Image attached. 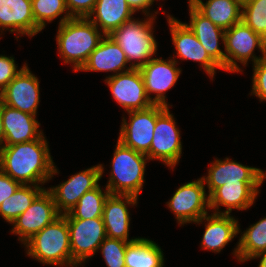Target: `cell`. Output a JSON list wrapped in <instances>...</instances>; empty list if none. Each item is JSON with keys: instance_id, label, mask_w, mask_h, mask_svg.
Returning a JSON list of instances; mask_svg holds the SVG:
<instances>
[{"instance_id": "cell-5", "label": "cell", "mask_w": 266, "mask_h": 267, "mask_svg": "<svg viewBox=\"0 0 266 267\" xmlns=\"http://www.w3.org/2000/svg\"><path fill=\"white\" fill-rule=\"evenodd\" d=\"M155 18L149 15L143 21L132 19L109 35L125 53L129 67L140 69L156 54L158 46L152 31Z\"/></svg>"}, {"instance_id": "cell-35", "label": "cell", "mask_w": 266, "mask_h": 267, "mask_svg": "<svg viewBox=\"0 0 266 267\" xmlns=\"http://www.w3.org/2000/svg\"><path fill=\"white\" fill-rule=\"evenodd\" d=\"M14 57L0 55V92L14 79V77L27 65L17 69Z\"/></svg>"}, {"instance_id": "cell-20", "label": "cell", "mask_w": 266, "mask_h": 267, "mask_svg": "<svg viewBox=\"0 0 266 267\" xmlns=\"http://www.w3.org/2000/svg\"><path fill=\"white\" fill-rule=\"evenodd\" d=\"M4 129L3 146L24 143L38 139L42 134L36 116L21 112L1 102Z\"/></svg>"}, {"instance_id": "cell-2", "label": "cell", "mask_w": 266, "mask_h": 267, "mask_svg": "<svg viewBox=\"0 0 266 267\" xmlns=\"http://www.w3.org/2000/svg\"><path fill=\"white\" fill-rule=\"evenodd\" d=\"M58 28L56 42L60 57L66 64H73L74 72H79L105 35L84 17H72Z\"/></svg>"}, {"instance_id": "cell-36", "label": "cell", "mask_w": 266, "mask_h": 267, "mask_svg": "<svg viewBox=\"0 0 266 267\" xmlns=\"http://www.w3.org/2000/svg\"><path fill=\"white\" fill-rule=\"evenodd\" d=\"M97 0H65L71 17L87 18L92 12Z\"/></svg>"}, {"instance_id": "cell-15", "label": "cell", "mask_w": 266, "mask_h": 267, "mask_svg": "<svg viewBox=\"0 0 266 267\" xmlns=\"http://www.w3.org/2000/svg\"><path fill=\"white\" fill-rule=\"evenodd\" d=\"M38 78L26 65L0 92V101L12 108L36 116L40 99Z\"/></svg>"}, {"instance_id": "cell-40", "label": "cell", "mask_w": 266, "mask_h": 267, "mask_svg": "<svg viewBox=\"0 0 266 267\" xmlns=\"http://www.w3.org/2000/svg\"><path fill=\"white\" fill-rule=\"evenodd\" d=\"M3 140H4V129L2 122L1 101H0V148L3 146Z\"/></svg>"}, {"instance_id": "cell-30", "label": "cell", "mask_w": 266, "mask_h": 267, "mask_svg": "<svg viewBox=\"0 0 266 267\" xmlns=\"http://www.w3.org/2000/svg\"><path fill=\"white\" fill-rule=\"evenodd\" d=\"M110 195L108 189L102 191L101 186L86 192L78 203L63 214L66 219H93L102 217L105 200Z\"/></svg>"}, {"instance_id": "cell-37", "label": "cell", "mask_w": 266, "mask_h": 267, "mask_svg": "<svg viewBox=\"0 0 266 267\" xmlns=\"http://www.w3.org/2000/svg\"><path fill=\"white\" fill-rule=\"evenodd\" d=\"M21 184L0 169V205L1 203L11 197Z\"/></svg>"}, {"instance_id": "cell-18", "label": "cell", "mask_w": 266, "mask_h": 267, "mask_svg": "<svg viewBox=\"0 0 266 267\" xmlns=\"http://www.w3.org/2000/svg\"><path fill=\"white\" fill-rule=\"evenodd\" d=\"M262 183H232L216 188L209 195L210 209L214 214L230 215L232 209L245 210L254 204ZM219 206L226 207L224 212Z\"/></svg>"}, {"instance_id": "cell-8", "label": "cell", "mask_w": 266, "mask_h": 267, "mask_svg": "<svg viewBox=\"0 0 266 267\" xmlns=\"http://www.w3.org/2000/svg\"><path fill=\"white\" fill-rule=\"evenodd\" d=\"M205 191L202 178L185 183L175 191L167 205L175 214L179 226L184 223H195L208 214L209 195Z\"/></svg>"}, {"instance_id": "cell-4", "label": "cell", "mask_w": 266, "mask_h": 267, "mask_svg": "<svg viewBox=\"0 0 266 267\" xmlns=\"http://www.w3.org/2000/svg\"><path fill=\"white\" fill-rule=\"evenodd\" d=\"M146 154L135 151L117 141L111 162L110 178L105 186L111 195H131L138 198L142 192Z\"/></svg>"}, {"instance_id": "cell-33", "label": "cell", "mask_w": 266, "mask_h": 267, "mask_svg": "<svg viewBox=\"0 0 266 267\" xmlns=\"http://www.w3.org/2000/svg\"><path fill=\"white\" fill-rule=\"evenodd\" d=\"M129 242L106 237L99 249L107 267H125V253Z\"/></svg>"}, {"instance_id": "cell-25", "label": "cell", "mask_w": 266, "mask_h": 267, "mask_svg": "<svg viewBox=\"0 0 266 267\" xmlns=\"http://www.w3.org/2000/svg\"><path fill=\"white\" fill-rule=\"evenodd\" d=\"M134 13L126 0H97L87 18L100 28V31L102 29L104 35H110L123 23L132 20Z\"/></svg>"}, {"instance_id": "cell-7", "label": "cell", "mask_w": 266, "mask_h": 267, "mask_svg": "<svg viewBox=\"0 0 266 267\" xmlns=\"http://www.w3.org/2000/svg\"><path fill=\"white\" fill-rule=\"evenodd\" d=\"M182 154L180 130L176 127L174 115L169 107L157 105V119L150 150L146 153L149 160H159L170 168L179 162Z\"/></svg>"}, {"instance_id": "cell-26", "label": "cell", "mask_w": 266, "mask_h": 267, "mask_svg": "<svg viewBox=\"0 0 266 267\" xmlns=\"http://www.w3.org/2000/svg\"><path fill=\"white\" fill-rule=\"evenodd\" d=\"M205 17L223 30L242 21V0H189Z\"/></svg>"}, {"instance_id": "cell-31", "label": "cell", "mask_w": 266, "mask_h": 267, "mask_svg": "<svg viewBox=\"0 0 266 267\" xmlns=\"http://www.w3.org/2000/svg\"><path fill=\"white\" fill-rule=\"evenodd\" d=\"M31 6L36 25L41 30L45 28L46 22L49 23L58 16H62V13L65 14L59 25L72 18L67 10L65 0H31Z\"/></svg>"}, {"instance_id": "cell-16", "label": "cell", "mask_w": 266, "mask_h": 267, "mask_svg": "<svg viewBox=\"0 0 266 267\" xmlns=\"http://www.w3.org/2000/svg\"><path fill=\"white\" fill-rule=\"evenodd\" d=\"M167 18L172 34V42L177 51V55L174 56H178L182 60L190 59L199 62L210 78H214L215 70L222 68L209 56L195 34L185 23L178 21L172 15L167 16Z\"/></svg>"}, {"instance_id": "cell-28", "label": "cell", "mask_w": 266, "mask_h": 267, "mask_svg": "<svg viewBox=\"0 0 266 267\" xmlns=\"http://www.w3.org/2000/svg\"><path fill=\"white\" fill-rule=\"evenodd\" d=\"M234 249V255L238 261L244 262L251 260L266 250V217L259 220L257 223L249 226L243 232L239 242Z\"/></svg>"}, {"instance_id": "cell-13", "label": "cell", "mask_w": 266, "mask_h": 267, "mask_svg": "<svg viewBox=\"0 0 266 267\" xmlns=\"http://www.w3.org/2000/svg\"><path fill=\"white\" fill-rule=\"evenodd\" d=\"M171 58L167 61L152 58L139 69L146 94L154 105L169 106L165 100V92L175 85L180 76L181 69L176 67L177 60ZM152 93H155V97L151 96Z\"/></svg>"}, {"instance_id": "cell-17", "label": "cell", "mask_w": 266, "mask_h": 267, "mask_svg": "<svg viewBox=\"0 0 266 267\" xmlns=\"http://www.w3.org/2000/svg\"><path fill=\"white\" fill-rule=\"evenodd\" d=\"M208 169V175L201 177L208 187V195L216 188L232 183H263L266 172L260 168L249 167L230 160L215 159Z\"/></svg>"}, {"instance_id": "cell-14", "label": "cell", "mask_w": 266, "mask_h": 267, "mask_svg": "<svg viewBox=\"0 0 266 267\" xmlns=\"http://www.w3.org/2000/svg\"><path fill=\"white\" fill-rule=\"evenodd\" d=\"M129 123L123 118L118 141L124 146L146 154L151 147L157 119V105L144 110L129 111Z\"/></svg>"}, {"instance_id": "cell-3", "label": "cell", "mask_w": 266, "mask_h": 267, "mask_svg": "<svg viewBox=\"0 0 266 267\" xmlns=\"http://www.w3.org/2000/svg\"><path fill=\"white\" fill-rule=\"evenodd\" d=\"M24 245L27 247V255L42 264L62 267L79 266L72 259L69 227L63 214L46 225Z\"/></svg>"}, {"instance_id": "cell-19", "label": "cell", "mask_w": 266, "mask_h": 267, "mask_svg": "<svg viewBox=\"0 0 266 267\" xmlns=\"http://www.w3.org/2000/svg\"><path fill=\"white\" fill-rule=\"evenodd\" d=\"M138 198L131 195H109L103 208V222L106 237L126 242L137 240L129 238L130 214L128 206L136 205Z\"/></svg>"}, {"instance_id": "cell-39", "label": "cell", "mask_w": 266, "mask_h": 267, "mask_svg": "<svg viewBox=\"0 0 266 267\" xmlns=\"http://www.w3.org/2000/svg\"><path fill=\"white\" fill-rule=\"evenodd\" d=\"M259 257L261 258V260H260L258 267H266V250L254 256L253 259L259 258Z\"/></svg>"}, {"instance_id": "cell-32", "label": "cell", "mask_w": 266, "mask_h": 267, "mask_svg": "<svg viewBox=\"0 0 266 267\" xmlns=\"http://www.w3.org/2000/svg\"><path fill=\"white\" fill-rule=\"evenodd\" d=\"M242 21L266 40V0H244Z\"/></svg>"}, {"instance_id": "cell-6", "label": "cell", "mask_w": 266, "mask_h": 267, "mask_svg": "<svg viewBox=\"0 0 266 267\" xmlns=\"http://www.w3.org/2000/svg\"><path fill=\"white\" fill-rule=\"evenodd\" d=\"M224 47L226 52L225 71L228 72H242L236 61L246 66L249 59H252L255 64L266 56V40L243 21L225 30ZM256 47H258L262 56L254 55L253 52Z\"/></svg>"}, {"instance_id": "cell-29", "label": "cell", "mask_w": 266, "mask_h": 267, "mask_svg": "<svg viewBox=\"0 0 266 267\" xmlns=\"http://www.w3.org/2000/svg\"><path fill=\"white\" fill-rule=\"evenodd\" d=\"M45 188L37 185H20L11 197L0 205V215L6 222L12 223L33 203Z\"/></svg>"}, {"instance_id": "cell-22", "label": "cell", "mask_w": 266, "mask_h": 267, "mask_svg": "<svg viewBox=\"0 0 266 267\" xmlns=\"http://www.w3.org/2000/svg\"><path fill=\"white\" fill-rule=\"evenodd\" d=\"M0 27L29 37L42 31L34 20L31 0H0Z\"/></svg>"}, {"instance_id": "cell-23", "label": "cell", "mask_w": 266, "mask_h": 267, "mask_svg": "<svg viewBox=\"0 0 266 267\" xmlns=\"http://www.w3.org/2000/svg\"><path fill=\"white\" fill-rule=\"evenodd\" d=\"M207 221L202 236L201 246L206 250L219 253L223 248L240 233L238 220L227 214H207L195 224Z\"/></svg>"}, {"instance_id": "cell-27", "label": "cell", "mask_w": 266, "mask_h": 267, "mask_svg": "<svg viewBox=\"0 0 266 267\" xmlns=\"http://www.w3.org/2000/svg\"><path fill=\"white\" fill-rule=\"evenodd\" d=\"M163 255L154 241L139 237L127 244L125 267H164Z\"/></svg>"}, {"instance_id": "cell-12", "label": "cell", "mask_w": 266, "mask_h": 267, "mask_svg": "<svg viewBox=\"0 0 266 267\" xmlns=\"http://www.w3.org/2000/svg\"><path fill=\"white\" fill-rule=\"evenodd\" d=\"M104 168L98 164L79 173H75L69 179L58 186L47 189L54 200L56 209L60 214L67 213L88 191L93 190L99 185Z\"/></svg>"}, {"instance_id": "cell-21", "label": "cell", "mask_w": 266, "mask_h": 267, "mask_svg": "<svg viewBox=\"0 0 266 267\" xmlns=\"http://www.w3.org/2000/svg\"><path fill=\"white\" fill-rule=\"evenodd\" d=\"M190 23H185L195 34L209 56L225 71V52L219 47V40L224 44L225 30L216 26L202 15L189 2Z\"/></svg>"}, {"instance_id": "cell-38", "label": "cell", "mask_w": 266, "mask_h": 267, "mask_svg": "<svg viewBox=\"0 0 266 267\" xmlns=\"http://www.w3.org/2000/svg\"><path fill=\"white\" fill-rule=\"evenodd\" d=\"M127 4L136 12L142 10L144 15L149 16L150 6L153 4L155 0H126Z\"/></svg>"}, {"instance_id": "cell-24", "label": "cell", "mask_w": 266, "mask_h": 267, "mask_svg": "<svg viewBox=\"0 0 266 267\" xmlns=\"http://www.w3.org/2000/svg\"><path fill=\"white\" fill-rule=\"evenodd\" d=\"M126 64H128V60L119 44L109 35H105L80 70L95 72L112 71L115 73L113 75H117L132 69L131 67L127 68Z\"/></svg>"}, {"instance_id": "cell-34", "label": "cell", "mask_w": 266, "mask_h": 267, "mask_svg": "<svg viewBox=\"0 0 266 267\" xmlns=\"http://www.w3.org/2000/svg\"><path fill=\"white\" fill-rule=\"evenodd\" d=\"M252 92L260 101H266V56L253 66Z\"/></svg>"}, {"instance_id": "cell-11", "label": "cell", "mask_w": 266, "mask_h": 267, "mask_svg": "<svg viewBox=\"0 0 266 267\" xmlns=\"http://www.w3.org/2000/svg\"><path fill=\"white\" fill-rule=\"evenodd\" d=\"M105 83L110 88L115 101L127 112L144 110L153 105L148 98L139 69L106 77Z\"/></svg>"}, {"instance_id": "cell-9", "label": "cell", "mask_w": 266, "mask_h": 267, "mask_svg": "<svg viewBox=\"0 0 266 267\" xmlns=\"http://www.w3.org/2000/svg\"><path fill=\"white\" fill-rule=\"evenodd\" d=\"M67 224L72 259L82 265L99 250L100 244L106 238L103 218L67 219Z\"/></svg>"}, {"instance_id": "cell-1", "label": "cell", "mask_w": 266, "mask_h": 267, "mask_svg": "<svg viewBox=\"0 0 266 267\" xmlns=\"http://www.w3.org/2000/svg\"><path fill=\"white\" fill-rule=\"evenodd\" d=\"M44 134L0 148V169L21 185H42L58 173Z\"/></svg>"}, {"instance_id": "cell-10", "label": "cell", "mask_w": 266, "mask_h": 267, "mask_svg": "<svg viewBox=\"0 0 266 267\" xmlns=\"http://www.w3.org/2000/svg\"><path fill=\"white\" fill-rule=\"evenodd\" d=\"M61 214L57 211L51 193L44 189L33 203L11 224V233L19 235V241L25 244L31 237L51 224Z\"/></svg>"}]
</instances>
